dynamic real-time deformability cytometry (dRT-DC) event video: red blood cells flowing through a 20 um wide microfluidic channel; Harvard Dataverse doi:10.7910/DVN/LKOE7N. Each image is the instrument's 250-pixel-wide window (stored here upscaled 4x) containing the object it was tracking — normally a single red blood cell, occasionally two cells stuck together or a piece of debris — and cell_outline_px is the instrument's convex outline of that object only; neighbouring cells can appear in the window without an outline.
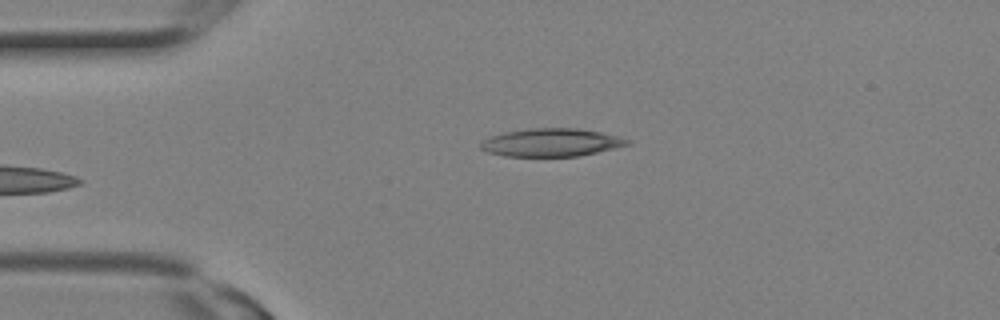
{"species": "Egyptian fruit bat (a non-hibernating species)", "species_latin": "Rousettus aegyptiacus", "temperature_condition": "room temperature", "stored_images_in_passage": 2, "camera_frame_rate_fps": 3000, "um_per_image_px": 0.085, "animal": {"sex": "female"}, "frame": {"image": 1, "passage_image": 2, "time_ms": 0.333, "image_size_px": [1000, 320], "cell_outline_px": [[628, 144], [596, 152], [576, 156], [504, 156], [488, 152], [480, 148], [480, 144], [488, 136], [504, 132], [528, 128], [576, 128], [600, 132], [616, 136], [628, 140]], "centroid_in_image_um": [46.76, 12.1], "position_along_channel_um": 38.2, "area_um2": 23.58}}